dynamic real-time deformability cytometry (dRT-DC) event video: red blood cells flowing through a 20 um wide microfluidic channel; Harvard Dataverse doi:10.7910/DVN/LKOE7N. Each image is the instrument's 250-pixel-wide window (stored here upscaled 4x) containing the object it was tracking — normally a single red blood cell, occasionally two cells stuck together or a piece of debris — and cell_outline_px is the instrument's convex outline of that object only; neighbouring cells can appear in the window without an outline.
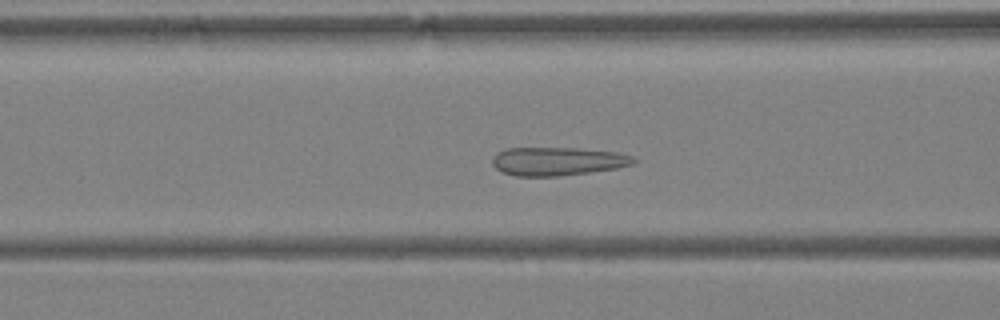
{"species": "Egyptian fruit bat (a non-hibernating species)", "species_latin": "Rousettus aegyptiacus", "temperature_condition": "warm", "stored_images_in_passage": 45, "camera_frame_rate_fps": 3000, "um_per_image_px": 0.085, "animal": {"sex": "female"}, "frame": {"image": 1, "passage_image": 18, "time_ms": 5.667, "image_size_px": [1000, 320], "cell_outline_px": [[636, 160], [632, 164], [616, 168], [560, 176], [516, 176], [504, 172], [496, 168], [492, 164], [492, 156], [496, 152], [504, 148], [576, 148], [616, 152], [632, 156]], "centroid_in_image_um": [47.34, 13.7], "position_along_channel_um": 119.3, "area_um2": 23.29}}
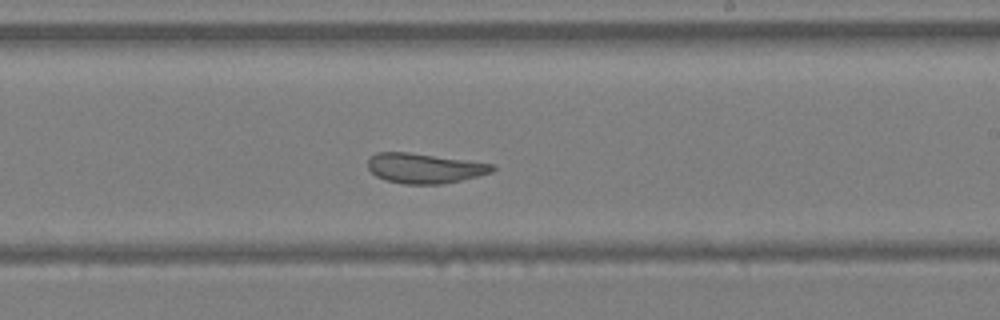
{"frame": {"image": 2, "passage_image": 27, "time_ms": 8.667, "image_size_px": [1000, 320], "cell_outline_px": [[496, 168], [492, 172], [460, 180], [440, 184], [404, 184], [388, 180], [376, 176], [368, 168], [368, 160], [376, 152], [408, 152], [496, 164]], "centroid_in_image_um": [36.1, 14.29], "position_along_channel_um": 252.9, "area_um2": 21.56}}
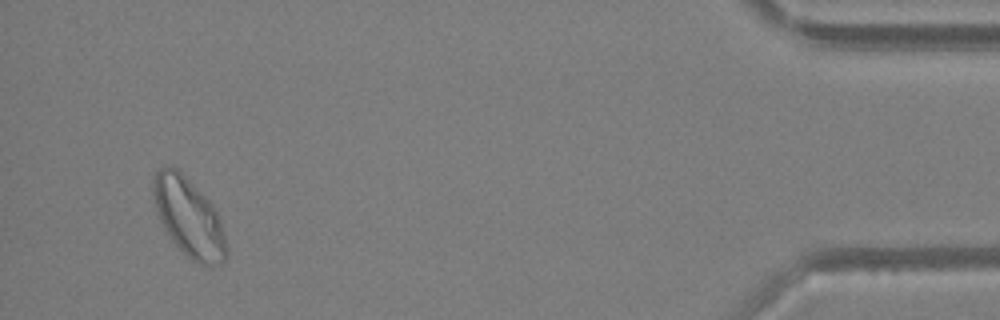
{"frame": {"image": 3, "passage_image": 43, "time_ms": 14.0, "image_size_px": [1000, 320], "cell_outline_px": [[228, 256], [220, 264], [200, 264], [192, 260], [172, 240], [164, 228], [160, 220], [152, 196], [152, 176], [160, 168], [176, 168], [212, 204], [220, 220], [228, 248]], "centroid_in_image_um": [16.04, 18.49], "position_along_channel_um": 419.2, "area_um2": 32.95}}